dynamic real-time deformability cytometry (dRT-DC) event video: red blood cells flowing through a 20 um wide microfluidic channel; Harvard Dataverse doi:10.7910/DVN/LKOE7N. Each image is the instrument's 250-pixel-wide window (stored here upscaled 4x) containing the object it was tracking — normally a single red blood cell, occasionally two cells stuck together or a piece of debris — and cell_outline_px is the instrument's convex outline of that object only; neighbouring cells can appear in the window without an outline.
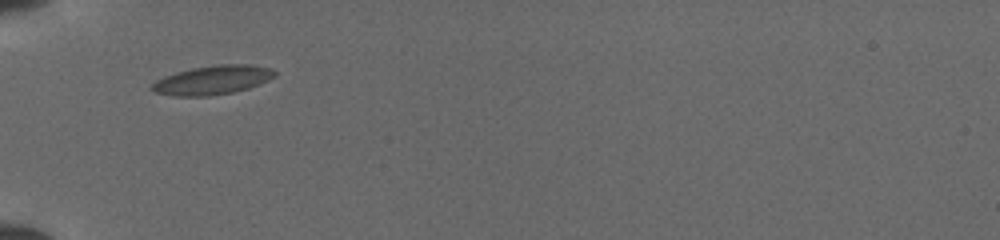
{"species": "common noctule bat (a hibernating species)", "species_latin": "Nyctalus noctula", "temperature_condition": "cold", "stored_images_in_passage": 30, "camera_frame_rate_fps": 3000, "um_per_image_px": 0.085, "animal": {"sex": "female", "body_mass_g": 19.5, "forearm_length_mm": 54.1}, "frame": {"image": 1, "passage_image": 1, "time_ms": 0.0, "image_size_px": [1000, 240], "cell_outline_px": [[276, 76], [268, 80], [248, 88], [232, 92], [208, 96], [172, 96], [156, 92], [148, 88], [156, 80], [164, 76], [176, 72], [192, 68], [220, 64], [248, 64], [268, 68], [276, 72]], "centroid_in_image_um": [18.03, 6.8], "position_along_channel_um": 67.0, "area_um2": 20.63}}
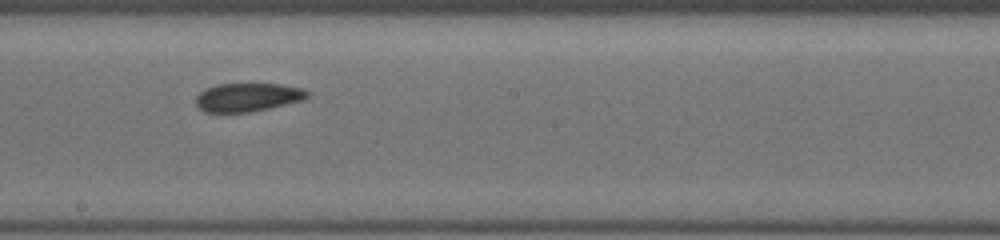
{"frame": {"image": 2, "passage_image": 13, "time_ms": 4.0, "image_size_px": [1000, 240], "cell_outline_px": [[308, 96], [304, 100], [252, 112], [204, 112], [196, 104], [196, 96], [204, 88], [216, 84], [280, 84], [304, 88], [308, 92]], "centroid_in_image_um": [21.05, 8.26], "position_along_channel_um": 227.1, "area_um2": 18.61}}
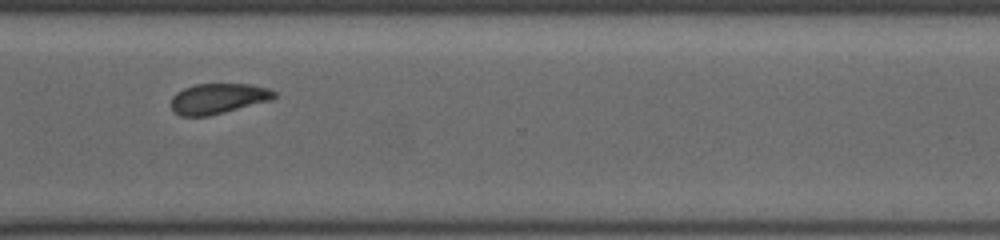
{"frame": {"image": 3, "passage_image": 22, "time_ms": 7.0, "image_size_px": [1000, 240], "cell_outline_px": [[276, 96], [272, 100], [208, 116], [180, 116], [172, 112], [172, 96], [176, 92], [184, 88], [196, 84], [248, 84], [268, 88], [276, 92]], "centroid_in_image_um": [18.53, 8.38], "position_along_channel_um": 352.1, "area_um2": 18.26}}